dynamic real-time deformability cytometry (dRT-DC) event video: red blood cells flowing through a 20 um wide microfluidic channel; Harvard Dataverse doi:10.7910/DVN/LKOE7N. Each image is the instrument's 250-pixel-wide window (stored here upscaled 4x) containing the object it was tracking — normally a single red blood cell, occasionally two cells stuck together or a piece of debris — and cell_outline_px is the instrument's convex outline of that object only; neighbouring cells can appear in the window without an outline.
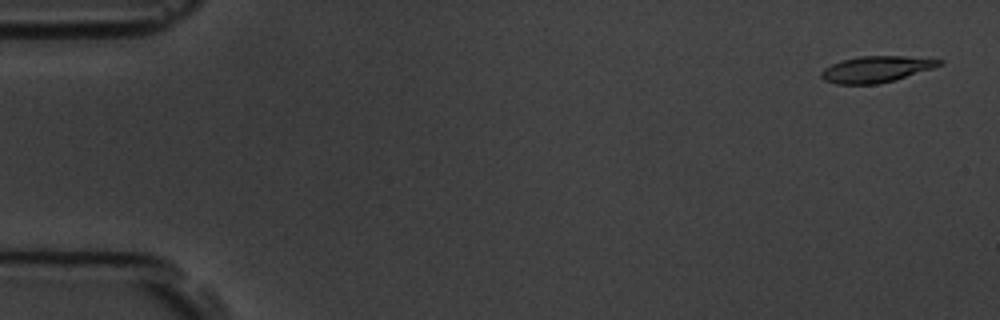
{"species": "common noctule bat (a hibernating species)", "species_latin": "Nyctalus noctula", "temperature_condition": "room temperature", "stored_images_in_passage": 11, "camera_frame_rate_fps": 3000, "um_per_image_px": 0.085, "animal": {"sex": "male", "body_mass_g": 19.5, "forearm_length_mm": 54.6}, "frame": {"image": 1, "passage_image": 1, "time_ms": 0.0, "image_size_px": [1000, 320], "cell_outline_px": [[944, 64], [896, 80], [880, 84], [836, 84], [824, 80], [820, 76], [820, 72], [824, 68], [832, 64], [844, 60], [860, 56], [904, 56], [944, 60]], "centroid_in_image_um": [74.48, 5.89], "position_along_channel_um": 10.5, "area_um2": 18.03}}
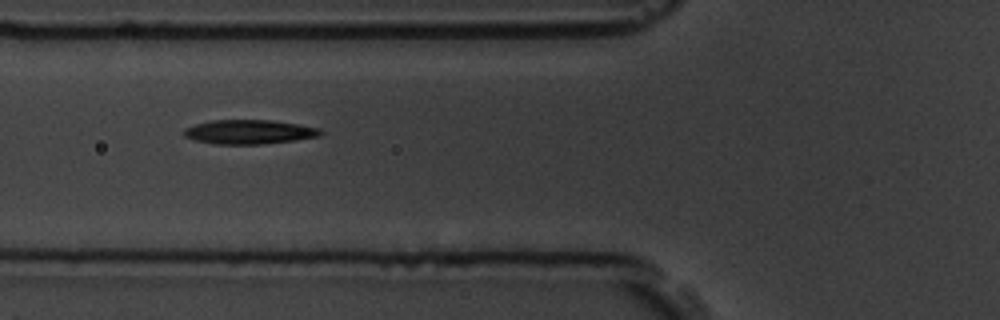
{"frame": {"image": 2, "passage_image": 6, "time_ms": 6.0, "image_size_px": [1000, 320], "cell_outline_px": [[324, 132], [320, 136], [296, 140], [260, 144], [212, 144], [196, 140], [184, 136], [184, 128], [196, 124], [212, 120], [272, 120], [320, 128]], "centroid_in_image_um": [21.19, 11.21], "position_along_channel_um": 104.6, "area_um2": 19.25}}
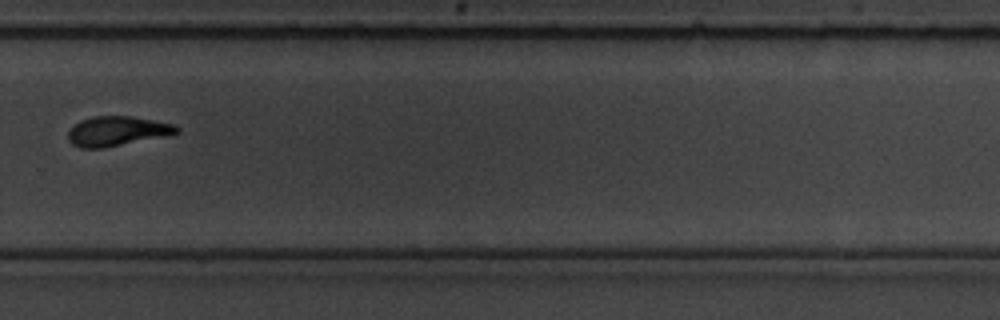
{"frame": {"image": 3, "passage_image": 11, "time_ms": 11.667, "image_size_px": [1000, 320], "cell_outline_px": [[180, 132], [168, 136], [104, 148], [80, 148], [72, 144], [68, 140], [68, 132], [80, 120], [92, 116], [132, 116], [176, 124], [180, 128]], "centroid_in_image_um": [10.0, 11.15], "position_along_channel_um": 319.8, "area_um2": 19.02}}